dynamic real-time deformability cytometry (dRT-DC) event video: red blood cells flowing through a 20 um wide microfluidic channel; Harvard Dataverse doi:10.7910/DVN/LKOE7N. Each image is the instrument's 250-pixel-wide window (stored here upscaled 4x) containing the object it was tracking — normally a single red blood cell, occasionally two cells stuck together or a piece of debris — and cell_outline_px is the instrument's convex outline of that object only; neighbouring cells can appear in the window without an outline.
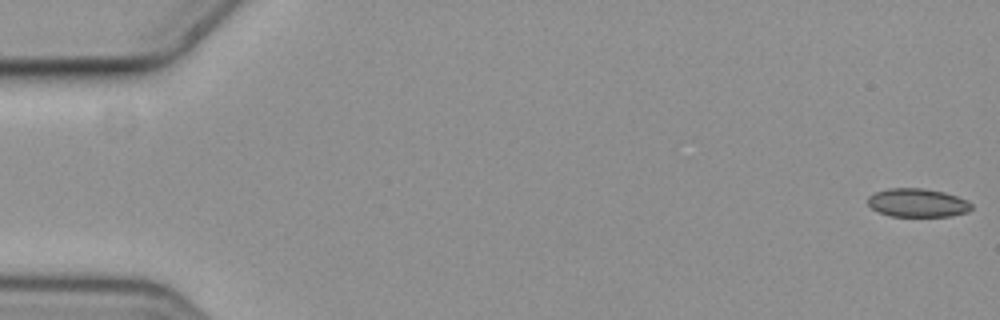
{"species": "common noctule bat (a hibernating species)", "species_latin": "Nyctalus noctula", "temperature_condition": "cold", "stored_images_in_passage": 21, "camera_frame_rate_fps": 3000, "um_per_image_px": 0.085, "animal": {"sex": "female", "body_mass_g": 19.3, "forearm_length_mm": 54.1}, "frame": {"image": 1, "passage_image": 1, "time_ms": 0.0, "image_size_px": [1000, 320], "cell_outline_px": [[972, 208], [968, 212], [952, 216], [892, 216], [880, 212], [872, 208], [868, 204], [868, 196], [876, 192], [888, 188], [924, 188], [944, 192], [968, 200], [972, 204]], "centroid_in_image_um": [78.02, 17.23], "position_along_channel_um": 7.0, "area_um2": 17.22}}
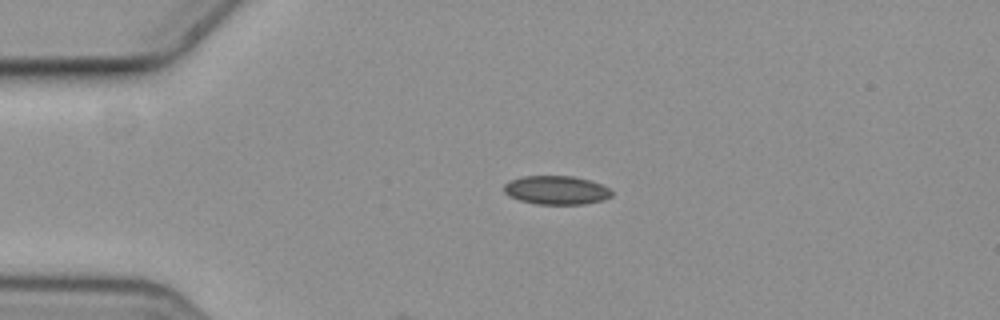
{"frame": {"image": 2, "passage_image": 14, "time_ms": 4.333, "image_size_px": [1000, 320], "cell_outline_px": [[612, 196], [604, 200], [584, 204], [536, 204], [520, 200], [508, 196], [504, 192], [504, 184], [508, 180], [520, 176], [572, 176], [588, 180], [600, 184], [608, 188], [612, 192]], "centroid_in_image_um": [47.25, 16.16], "position_along_channel_um": 37.8, "area_um2": 18.09}}
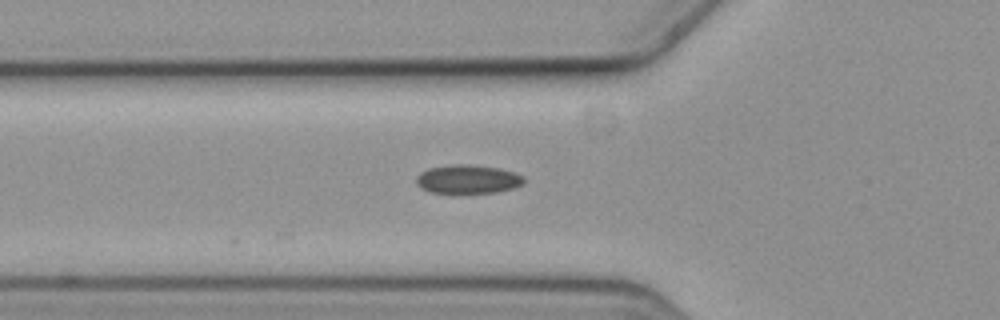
{"frame": {"image": 3, "passage_image": 21, "time_ms": 6.667, "image_size_px": [1000, 320], "cell_outline_px": [[524, 184], [512, 188], [496, 192], [456, 196], [452, 196], [432, 192], [420, 188], [416, 184], [416, 176], [420, 172], [428, 168], [452, 164], [468, 164], [500, 168], [516, 172], [524, 176]], "centroid_in_image_um": [39.73, 15.27], "position_along_channel_um": 86.1, "area_um2": 19.02}}